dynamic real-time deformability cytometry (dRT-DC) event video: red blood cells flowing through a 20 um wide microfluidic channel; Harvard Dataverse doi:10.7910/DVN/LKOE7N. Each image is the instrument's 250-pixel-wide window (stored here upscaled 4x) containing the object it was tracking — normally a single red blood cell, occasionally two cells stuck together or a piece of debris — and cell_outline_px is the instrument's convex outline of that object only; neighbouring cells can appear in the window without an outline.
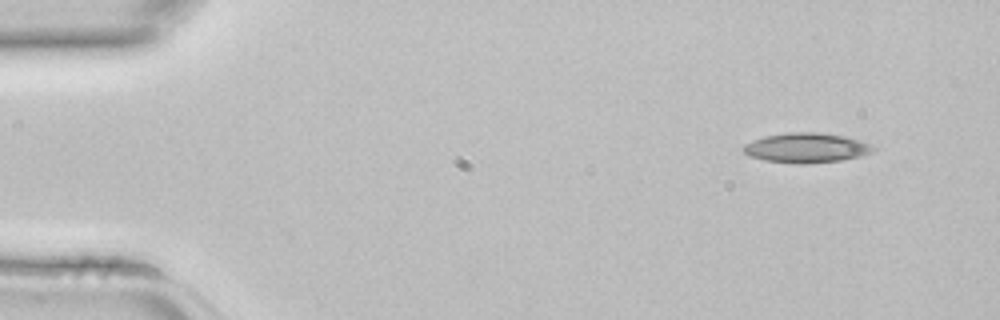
{"species": "common noctule bat (a hibernating species)", "species_latin": "Nyctalus noctula", "temperature_condition": "room temperature", "stored_images_in_passage": 3, "camera_frame_rate_fps": 3000, "um_per_image_px": 0.085, "animal": {"sex": "female", "body_mass_g": 22.7, "forearm_length_mm": 54.2}, "frame": {"image": 1, "passage_image": 1, "time_ms": 0.0, "image_size_px": [1000, 320], "cell_outline_px": [[876, 148], [872, 152], [860, 156], [840, 160], [764, 160], [748, 156], [744, 152], [744, 144], [752, 140], [764, 136], [788, 132], [820, 132], [844, 136], [860, 140]], "centroid_in_image_um": [68.53, 12.49], "position_along_channel_um": 16.5, "area_um2": 21.33}}
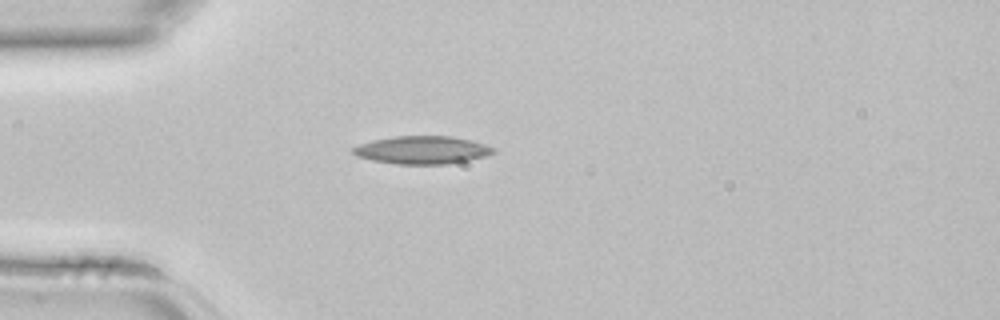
{"frame": {"image": 2, "passage_image": 3, "time_ms": 0.667, "image_size_px": [1000, 320], "cell_outline_px": [[496, 152], [484, 156], [468, 160], [448, 164], [396, 164], [372, 160], [356, 156], [352, 152], [352, 148], [360, 144], [372, 140], [392, 136], [452, 136], [472, 140], [496, 148]], "centroid_in_image_um": [35.88, 12.74], "position_along_channel_um": 49.1, "area_um2": 22.89}}